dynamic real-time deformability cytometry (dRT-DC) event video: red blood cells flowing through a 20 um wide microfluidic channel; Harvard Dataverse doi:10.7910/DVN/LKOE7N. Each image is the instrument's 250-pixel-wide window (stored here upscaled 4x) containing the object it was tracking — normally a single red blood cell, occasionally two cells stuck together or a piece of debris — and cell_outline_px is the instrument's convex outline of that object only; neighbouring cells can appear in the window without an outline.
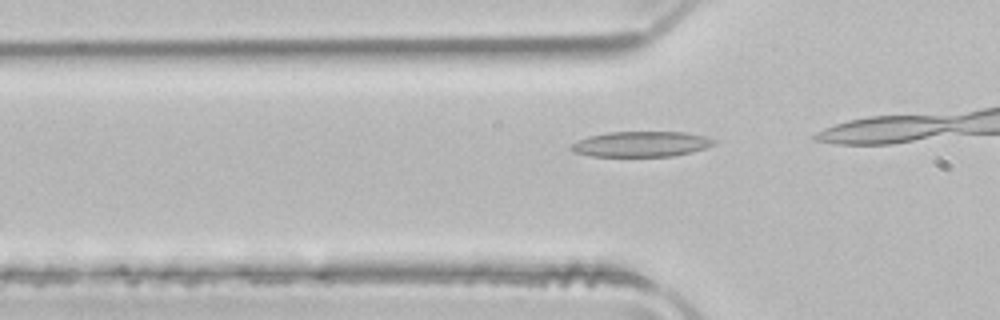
{"species": "common noctule bat (a hibernating species)", "species_latin": "Nyctalus noctula", "temperature_condition": "room temperature", "stored_images_in_passage": 5, "camera_frame_rate_fps": 3000, "um_per_image_px": 0.085, "animal": {"sex": "male", "body_mass_g": 21.5, "forearm_length_mm": 52.0}, "frame": {"image": 1, "passage_image": 2, "time_ms": 0.333, "image_size_px": [1000, 320], "cell_outline_px": [[716, 144], [692, 152], [672, 156], [592, 156], [572, 152], [568, 148], [572, 144], [588, 136], [608, 132], [684, 132], [704, 136], [716, 140]], "centroid_in_image_um": [54.49, 12.25], "position_along_channel_um": 71.3, "area_um2": 21.1}}